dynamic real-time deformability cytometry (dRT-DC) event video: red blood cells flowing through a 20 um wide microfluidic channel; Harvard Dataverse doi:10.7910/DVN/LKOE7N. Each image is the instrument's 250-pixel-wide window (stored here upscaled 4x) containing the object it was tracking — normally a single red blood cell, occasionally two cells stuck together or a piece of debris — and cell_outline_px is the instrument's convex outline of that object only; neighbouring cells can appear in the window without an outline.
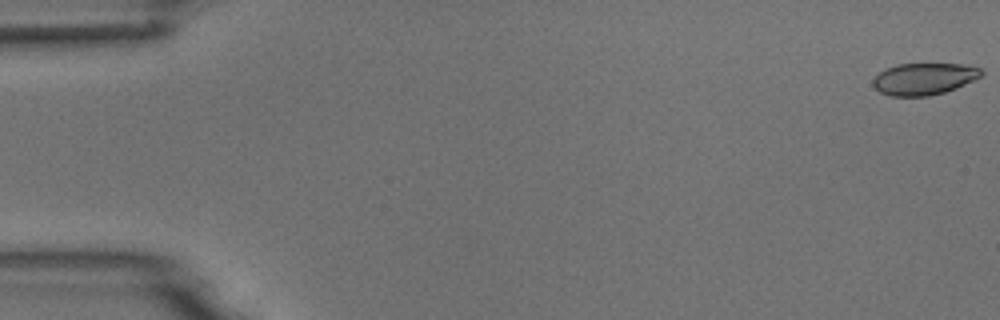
{"species": "common noctule bat (a hibernating species)", "species_latin": "Nyctalus noctula", "temperature_condition": "room temperature", "stored_images_in_passage": 11, "camera_frame_rate_fps": 3000, "um_per_image_px": 0.085, "animal": {"sex": "male", "body_mass_g": 18.8}, "frame": {"image": 1, "passage_image": 1, "time_ms": 0.0, "image_size_px": [1000, 320], "cell_outline_px": [[984, 76], [956, 88], [944, 92], [928, 96], [892, 96], [880, 92], [872, 84], [872, 80], [884, 68], [896, 64], [964, 64], [980, 68], [984, 72]], "centroid_in_image_um": [78.56, 6.69], "position_along_channel_um": 6.4, "area_um2": 20.23}}